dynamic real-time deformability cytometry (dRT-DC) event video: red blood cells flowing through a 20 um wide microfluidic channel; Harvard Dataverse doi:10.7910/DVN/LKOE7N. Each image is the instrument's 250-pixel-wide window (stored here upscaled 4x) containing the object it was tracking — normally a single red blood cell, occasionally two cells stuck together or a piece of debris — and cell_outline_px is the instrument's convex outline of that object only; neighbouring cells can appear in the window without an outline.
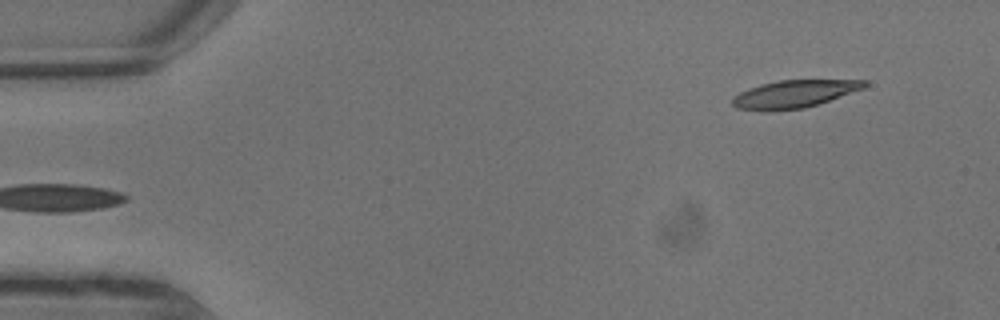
{"species": "common noctule bat (a hibernating species)", "species_latin": "Nyctalus noctula", "temperature_condition": "warm", "stored_images_in_passage": 6, "segment_of_instrument_passage": [2, 2], "camera_frame_rate_fps": 3000, "um_per_image_px": 0.085, "animal": {"sex": "male", "body_mass_g": 13.3}, "frame": {"image": 1, "passage_image": 6, "time_ms": 1.667, "image_size_px": [1000, 320], "cell_outline_px": [[868, 84], [864, 88], [804, 108], [764, 112], [736, 108], [732, 104], [732, 96], [748, 88], [760, 84], [776, 80], [868, 80]], "centroid_in_image_um": [67.43, 7.99], "position_along_channel_um": 17.6, "area_um2": 21.33}}